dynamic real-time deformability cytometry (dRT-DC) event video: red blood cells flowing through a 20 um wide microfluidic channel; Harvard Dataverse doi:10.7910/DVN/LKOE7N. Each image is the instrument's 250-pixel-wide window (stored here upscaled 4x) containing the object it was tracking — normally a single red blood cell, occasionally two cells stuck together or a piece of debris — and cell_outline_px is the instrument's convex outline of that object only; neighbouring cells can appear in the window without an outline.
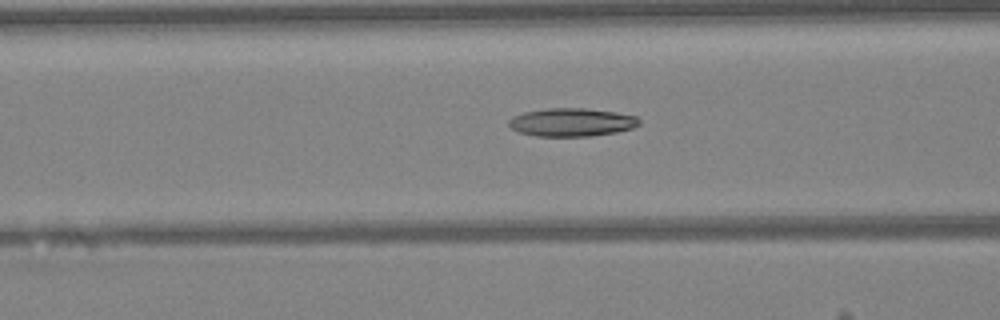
{"species": "Egyptian fruit bat (a non-hibernating species)", "species_latin": "Rousettus aegyptiacus", "temperature_condition": "warm", "stored_images_in_passage": 45, "camera_frame_rate_fps": 3000, "um_per_image_px": 0.085, "animal": {"sex": "female"}, "frame": {"image": 1, "passage_image": 19, "time_ms": 6.0, "image_size_px": [1000, 320], "cell_outline_px": [[640, 124], [632, 128], [616, 132], [588, 136], [536, 136], [520, 132], [512, 128], [508, 124], [508, 120], [512, 116], [524, 112], [544, 108], [584, 108], [616, 112], [636, 116], [640, 120]], "centroid_in_image_um": [48.58, 10.38], "position_along_channel_um": 118.0, "area_um2": 21.44}}
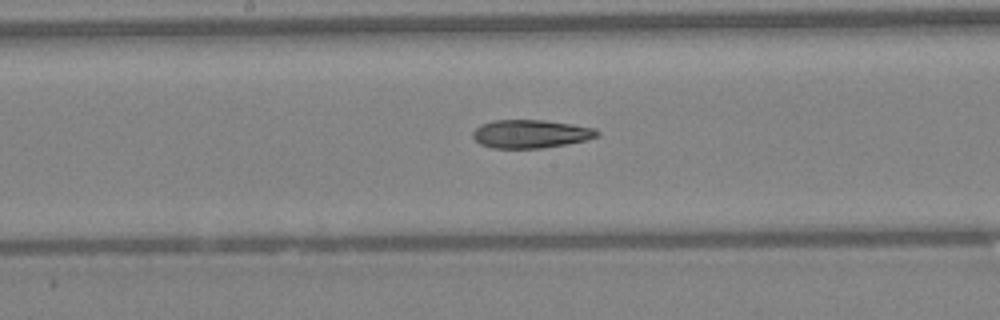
{"frame": {"image": 2, "passage_image": 25, "time_ms": 8.0, "image_size_px": [1000, 320], "cell_outline_px": [[600, 136], [584, 140], [544, 148], [492, 148], [480, 144], [472, 136], [472, 132], [480, 124], [492, 120], [544, 120], [572, 124], [592, 128], [600, 132]], "centroid_in_image_um": [45.07, 11.37], "position_along_channel_um": 203.1, "area_um2": 20.46}}
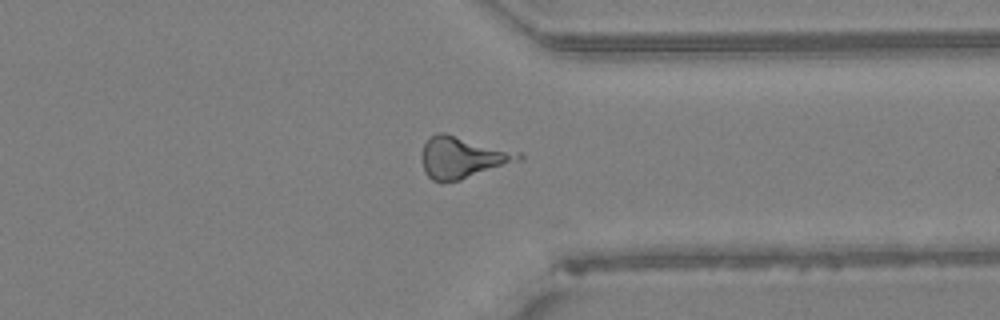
{"frame": {"image": 3, "passage_image": 37, "time_ms": 12.0, "image_size_px": [1000, 320], "cell_outline_px": [[524, 160], [460, 180], [432, 180], [424, 172], [420, 156], [424, 144], [436, 132], [444, 132], [520, 152], [524, 156]], "centroid_in_image_um": [39.34, 13.37], "position_along_channel_um": 372.1, "area_um2": 23.58}, "authors_computed_cell_mechanics": {"area_um2": 22.0796, "velocity_mm_per_s": 4.2569, "shape_relaxation_time_tau1_ms": 3.1632, "shape_relaxation_time_tau2_ms": 8.1054, "deformation_change_tau1": 0.0681, "deformation_change_tau2": 0.2364}}